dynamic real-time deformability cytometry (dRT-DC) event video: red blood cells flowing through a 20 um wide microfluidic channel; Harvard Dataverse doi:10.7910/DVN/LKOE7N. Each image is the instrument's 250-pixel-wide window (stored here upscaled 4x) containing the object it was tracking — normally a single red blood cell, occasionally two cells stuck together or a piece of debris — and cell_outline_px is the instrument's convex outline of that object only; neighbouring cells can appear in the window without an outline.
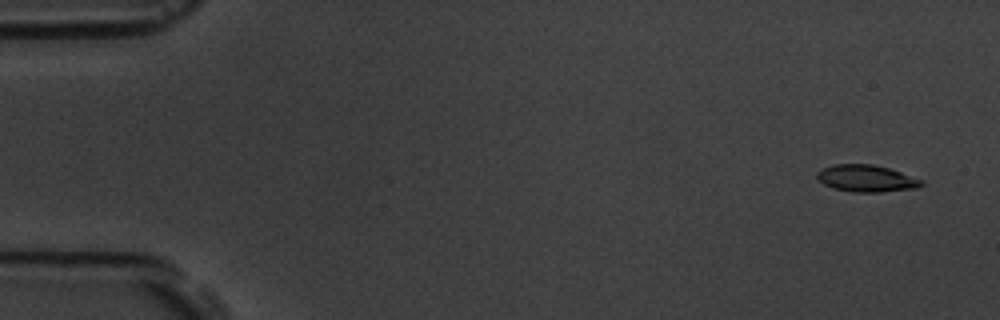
{"species": "common noctule bat (a hibernating species)", "species_latin": "Nyctalus noctula", "temperature_condition": "room temperature", "stored_images_in_passage": 5, "camera_frame_rate_fps": 3000, "um_per_image_px": 0.085, "animal": {"sex": "male", "body_mass_g": 19.5, "forearm_length_mm": 54.6}, "frame": {"image": 1, "passage_image": 1, "time_ms": 0.0, "image_size_px": [1000, 320], "cell_outline_px": [[924, 184], [916, 188], [880, 192], [852, 192], [832, 188], [824, 184], [816, 176], [816, 172], [832, 164], [872, 164], [888, 168], [924, 180]], "centroid_in_image_um": [73.64, 15.17], "position_along_channel_um": 11.4, "area_um2": 16.36}}
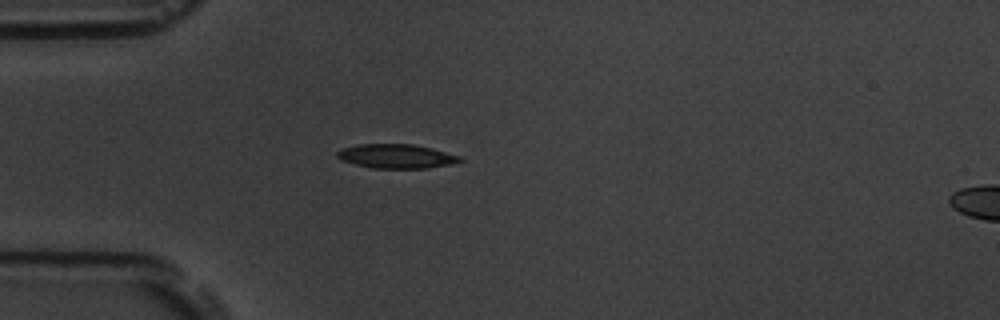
{"frame": {"image": 2, "passage_image": 4, "time_ms": 4.333, "image_size_px": [1000, 320], "cell_outline_px": [[464, 160], [452, 164], [428, 168], [372, 168], [340, 160], [336, 156], [336, 152], [344, 148], [360, 144], [412, 144], [432, 148], [460, 156]], "centroid_in_image_um": [33.7, 13.28], "position_along_channel_um": 51.3, "area_um2": 17.22}}